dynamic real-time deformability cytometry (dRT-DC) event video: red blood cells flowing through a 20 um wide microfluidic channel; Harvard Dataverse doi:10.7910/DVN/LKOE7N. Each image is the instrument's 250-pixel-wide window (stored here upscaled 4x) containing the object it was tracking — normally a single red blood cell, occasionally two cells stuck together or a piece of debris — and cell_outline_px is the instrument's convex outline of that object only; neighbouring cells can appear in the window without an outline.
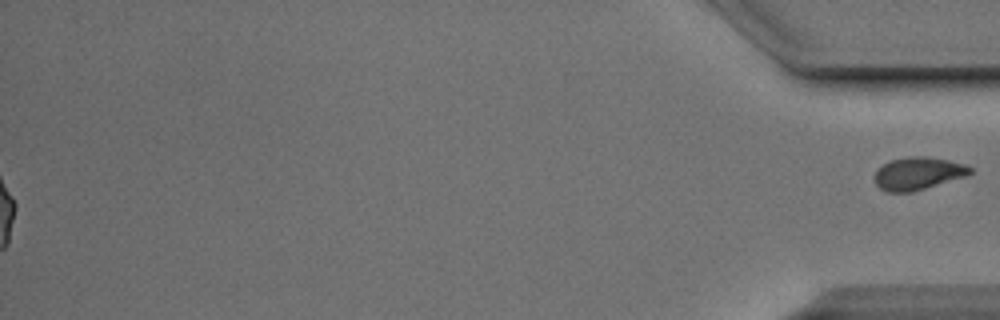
{"species": "Egyptian fruit bat (a non-hibernating species)", "species_latin": "Rousettus aegyptiacus", "temperature_condition": "cold", "stored_images_in_passage": 53, "segment_of_instrument_passage": [2, 2], "camera_frame_rate_fps": 3000, "um_per_image_px": 0.085, "animal": {"sex": "male"}, "frame": {"image": 1, "passage_image": 53, "time_ms": 17.333, "image_size_px": [1000, 320], "cell_outline_px": [[972, 172], [968, 176], [912, 192], [888, 192], [880, 188], [876, 184], [876, 168], [888, 160], [908, 156], [928, 156], [948, 160], [964, 164], [972, 168]], "centroid_in_image_um": [78.04, 14.73], "position_along_channel_um": 357.2, "area_um2": 18.38}}